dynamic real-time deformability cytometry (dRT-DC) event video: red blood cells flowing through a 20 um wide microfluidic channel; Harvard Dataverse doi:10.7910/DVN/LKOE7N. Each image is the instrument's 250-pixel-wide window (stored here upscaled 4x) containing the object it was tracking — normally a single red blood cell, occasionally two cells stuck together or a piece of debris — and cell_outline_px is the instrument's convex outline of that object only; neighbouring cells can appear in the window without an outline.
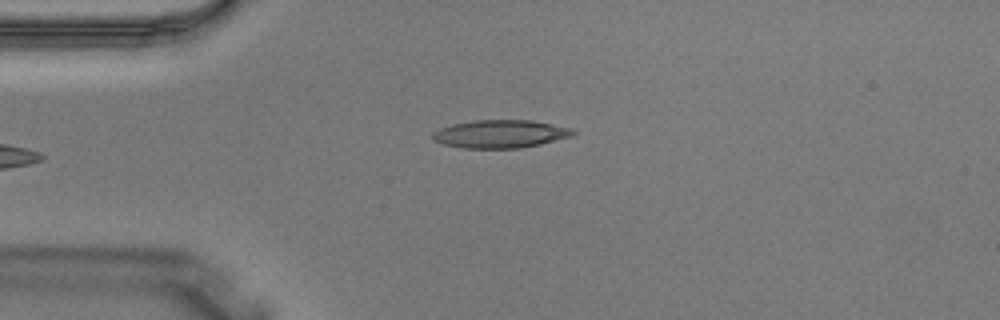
{"species": "Egyptian fruit bat (a non-hibernating species)", "species_latin": "Rousettus aegyptiacus", "temperature_condition": "warm", "stored_images_in_passage": 3, "camera_frame_rate_fps": 3000, "um_per_image_px": 0.085, "animal": {"sex": "male"}, "frame": {"image": 1, "passage_image": 3, "time_ms": 0.667, "image_size_px": [1000, 320], "cell_outline_px": [[576, 132], [572, 136], [540, 144], [520, 148], [464, 148], [444, 144], [432, 140], [432, 132], [440, 128], [452, 124], [472, 120], [528, 120], [552, 124], [572, 128]], "centroid_in_image_um": [42.51, 11.38], "position_along_channel_um": 42.5, "area_um2": 22.89}}